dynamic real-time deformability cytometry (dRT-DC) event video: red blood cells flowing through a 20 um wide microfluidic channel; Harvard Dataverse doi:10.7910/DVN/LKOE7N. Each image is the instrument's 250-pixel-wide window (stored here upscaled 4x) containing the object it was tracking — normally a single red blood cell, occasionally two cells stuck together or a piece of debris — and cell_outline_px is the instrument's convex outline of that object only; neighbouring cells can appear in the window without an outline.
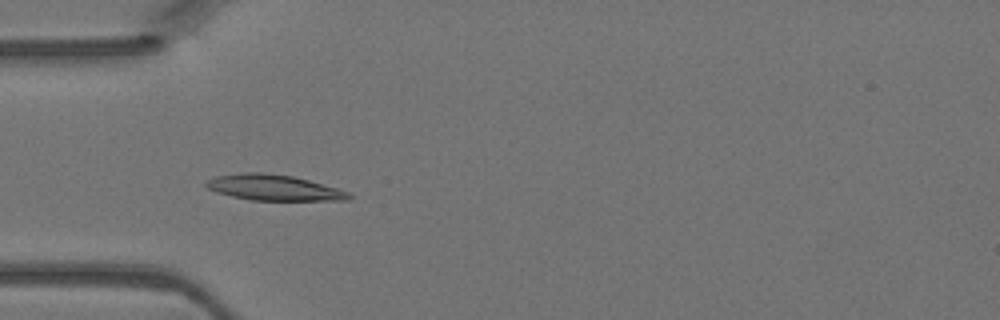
{"species": "Egyptian fruit bat (a non-hibernating species)", "species_latin": "Rousettus aegyptiacus", "temperature_condition": "warm", "stored_images_in_passage": 5, "camera_frame_rate_fps": 3000, "um_per_image_px": 0.085, "animal": {"sex": "female"}, "frame": {"image": 1, "passage_image": 4, "time_ms": 1.0, "image_size_px": [1000, 320], "cell_outline_px": [[352, 196], [348, 200], [252, 200], [232, 196], [216, 192], [208, 188], [204, 184], [212, 176], [244, 172], [264, 172], [292, 176], [308, 180], [336, 188], [348, 192]], "centroid_in_image_um": [23.22, 15.94], "position_along_channel_um": 61.8, "area_um2": 21.27}}
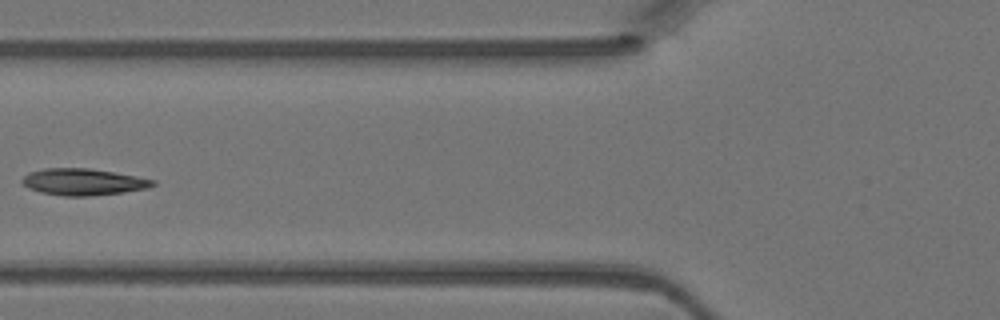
{"frame": {"image": 2, "passage_image": 5, "time_ms": 1.333, "image_size_px": [1000, 320], "cell_outline_px": [[156, 184], [148, 188], [120, 192], [88, 196], [64, 196], [40, 192], [28, 188], [20, 180], [28, 172], [44, 168], [88, 168], [136, 176], [156, 180]], "centroid_in_image_um": [7.04, 15.45], "position_along_channel_um": 118.8, "area_um2": 20.17}}